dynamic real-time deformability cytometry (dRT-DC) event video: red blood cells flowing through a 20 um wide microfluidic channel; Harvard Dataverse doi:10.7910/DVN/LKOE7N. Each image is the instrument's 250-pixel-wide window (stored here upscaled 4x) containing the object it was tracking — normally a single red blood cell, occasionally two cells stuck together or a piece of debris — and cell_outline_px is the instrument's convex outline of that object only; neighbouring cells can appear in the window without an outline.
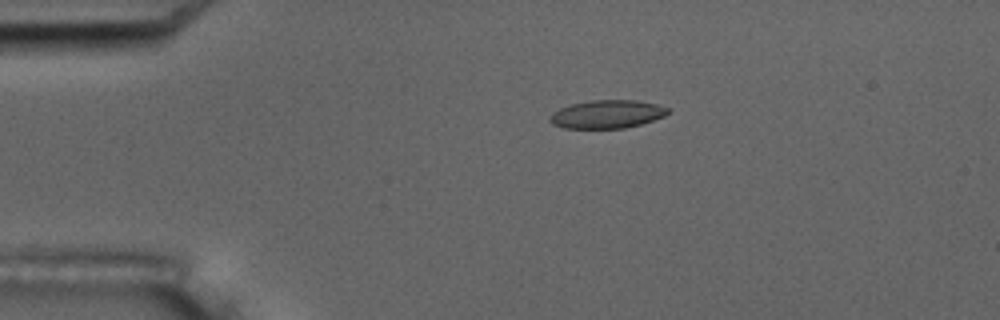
{"species": "common noctule bat (a hibernating species)", "species_latin": "Nyctalus noctula", "temperature_condition": "room temperature", "stored_images_in_passage": 7, "camera_frame_rate_fps": 3000, "um_per_image_px": 0.085, "animal": {"sex": "male", "body_mass_g": 17.5, "forearm_length_mm": 52.3}, "frame": {"image": 1, "passage_image": 4, "time_ms": 3.667, "image_size_px": [1000, 320], "cell_outline_px": [[668, 112], [664, 116], [640, 124], [624, 128], [564, 128], [552, 124], [548, 120], [548, 116], [552, 112], [560, 108], [572, 104], [592, 100], [636, 100], [656, 104], [668, 108]], "centroid_in_image_um": [51.55, 9.7], "position_along_channel_um": 33.5, "area_um2": 19.31}}